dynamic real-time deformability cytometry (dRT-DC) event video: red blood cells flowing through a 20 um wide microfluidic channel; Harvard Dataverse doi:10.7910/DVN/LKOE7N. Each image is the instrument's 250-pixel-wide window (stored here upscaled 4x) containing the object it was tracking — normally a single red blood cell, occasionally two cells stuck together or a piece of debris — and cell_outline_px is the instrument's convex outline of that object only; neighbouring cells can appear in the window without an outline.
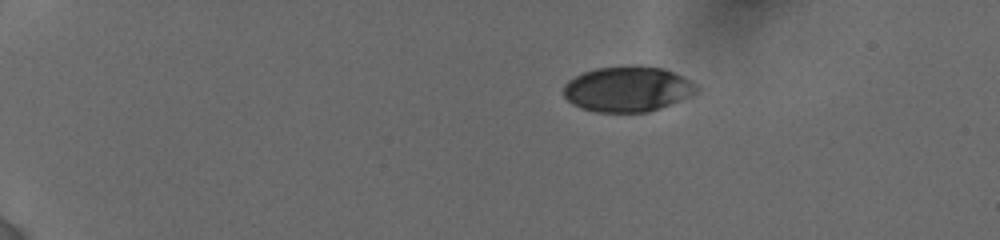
{"species": "human", "species_latin": "Homo sapiens", "temperature_condition": "cold", "stored_images_in_passage": 8, "camera_frame_rate_fps": 3000, "um_per_image_px": 0.085, "donor": {"sex": "female"}, "frame": {"image": 1, "passage_image": 1, "time_ms": 0.0, "image_size_px": [1000, 240], "cell_outline_px": [[700, 88], [696, 92], [688, 96], [660, 108], [648, 112], [596, 112], [580, 108], [572, 104], [564, 96], [564, 84], [568, 80], [584, 72], [596, 68], [632, 64], [640, 64], [664, 68], [696, 84]], "centroid_in_image_um": [53.31, 7.55], "position_along_channel_um": 31.7, "area_um2": 35.32}}
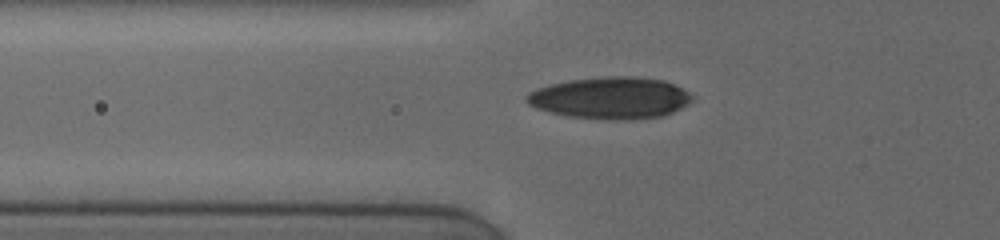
{"frame": {"image": 2, "passage_image": 7, "time_ms": 3.667, "image_size_px": [1000, 240], "cell_outline_px": [[692, 100], [688, 104], [672, 112], [660, 116], [628, 120], [568, 116], [536, 108], [528, 104], [524, 100], [532, 92], [540, 88], [552, 84], [572, 80], [604, 76], [632, 76], [664, 80], [688, 92], [692, 96]], "centroid_in_image_um": [51.91, 8.32], "position_along_channel_um": 73.9, "area_um2": 39.59}}